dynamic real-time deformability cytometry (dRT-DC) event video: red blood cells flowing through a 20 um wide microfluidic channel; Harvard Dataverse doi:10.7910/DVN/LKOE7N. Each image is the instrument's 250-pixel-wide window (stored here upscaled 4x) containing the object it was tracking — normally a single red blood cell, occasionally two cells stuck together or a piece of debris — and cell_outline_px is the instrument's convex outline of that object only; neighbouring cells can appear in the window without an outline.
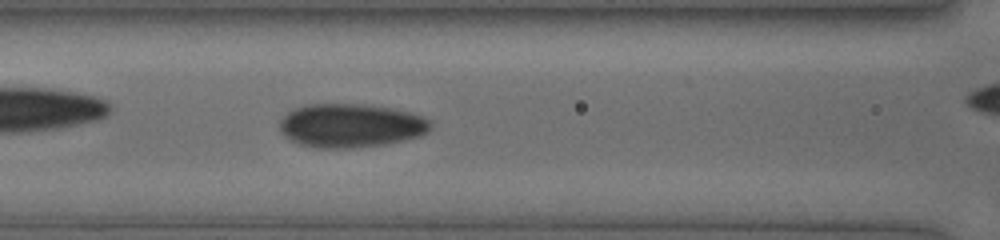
{"species": "human", "species_latin": "Homo sapiens", "temperature_condition": "cold", "stored_images_in_passage": 48, "camera_frame_rate_fps": 3000, "um_per_image_px": 0.085, "donor": {"sex": "female"}, "frame": {"image": 1, "passage_image": 27, "time_ms": 8.667, "image_size_px": [1000, 240], "cell_outline_px": [[432, 128], [428, 132], [420, 136], [404, 140], [384, 144], [352, 148], [316, 148], [300, 144], [284, 136], [280, 132], [280, 120], [292, 108], [308, 104], [364, 104], [412, 112], [424, 116], [432, 120]], "centroid_in_image_um": [29.84, 10.67], "position_along_channel_um": 136.8, "area_um2": 38.78}}
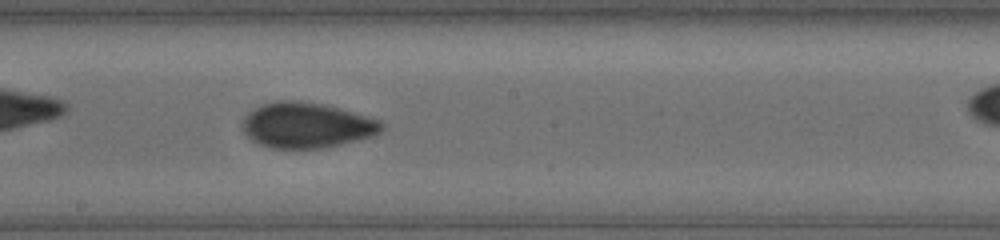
{"frame": {"image": 2, "passage_image": 33, "time_ms": 10.667, "image_size_px": [1000, 240], "cell_outline_px": [[384, 128], [380, 132], [372, 136], [324, 148], [272, 148], [260, 144], [252, 140], [244, 132], [240, 124], [244, 116], [248, 112], [260, 104], [276, 100], [300, 100], [324, 104], [340, 108], [380, 120], [384, 124]], "centroid_in_image_um": [26.03, 10.62], "position_along_channel_um": 222.2, "area_um2": 37.11}}
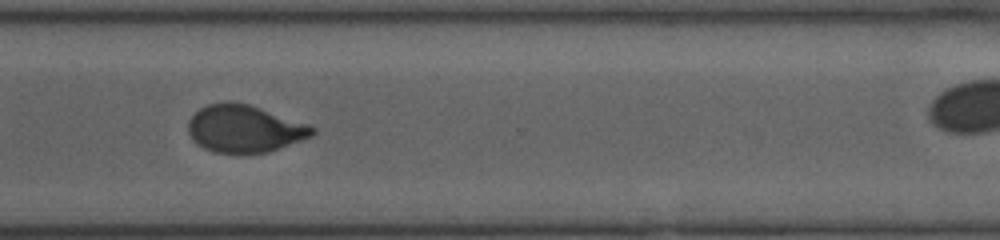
{"frame": {"image": 3, "passage_image": 42, "time_ms": 13.667, "image_size_px": [1000, 240], "cell_outline_px": [[316, 132], [312, 136], [268, 152], [216, 152], [204, 148], [188, 132], [188, 120], [200, 108], [208, 104], [228, 100], [248, 104], [308, 124], [316, 128]], "centroid_in_image_um": [20.79, 10.91], "position_along_channel_um": 349.8, "area_um2": 33.76}}